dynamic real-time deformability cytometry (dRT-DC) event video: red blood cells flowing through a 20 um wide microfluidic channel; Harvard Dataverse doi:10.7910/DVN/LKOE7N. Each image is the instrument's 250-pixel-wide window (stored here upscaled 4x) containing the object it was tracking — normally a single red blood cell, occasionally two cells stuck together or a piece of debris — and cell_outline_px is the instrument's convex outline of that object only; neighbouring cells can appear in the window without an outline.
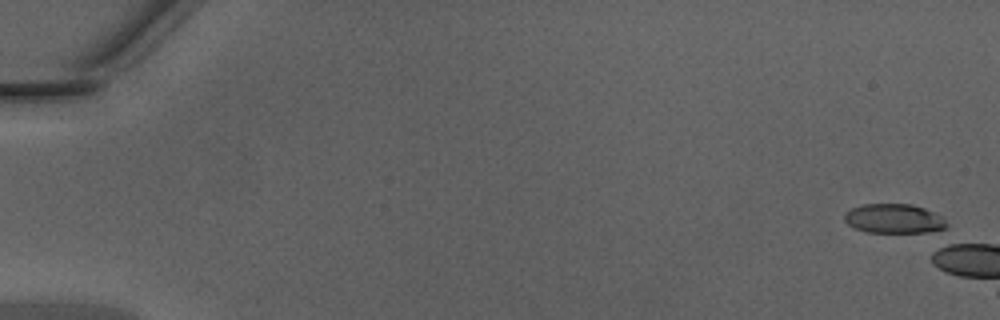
{"species": "Egyptian fruit bat (a non-hibernating species)", "species_latin": "Rousettus aegyptiacus", "temperature_condition": "warm", "stored_images_in_passage": 1, "camera_frame_rate_fps": 3000, "um_per_image_px": 0.085, "animal": {"sex": "male"}, "frame": {"image": 1, "passage_image": 1, "time_ms": 0.0, "image_size_px": [1000, 320], "cell_outline_px": [[948, 224], [944, 232], [868, 232], [856, 228], [848, 224], [844, 220], [844, 212], [852, 208], [864, 204], [912, 204], [924, 208], [944, 216]], "centroid_in_image_um": [76.07, 18.59], "position_along_channel_um": 8.9, "area_um2": 17.8}}